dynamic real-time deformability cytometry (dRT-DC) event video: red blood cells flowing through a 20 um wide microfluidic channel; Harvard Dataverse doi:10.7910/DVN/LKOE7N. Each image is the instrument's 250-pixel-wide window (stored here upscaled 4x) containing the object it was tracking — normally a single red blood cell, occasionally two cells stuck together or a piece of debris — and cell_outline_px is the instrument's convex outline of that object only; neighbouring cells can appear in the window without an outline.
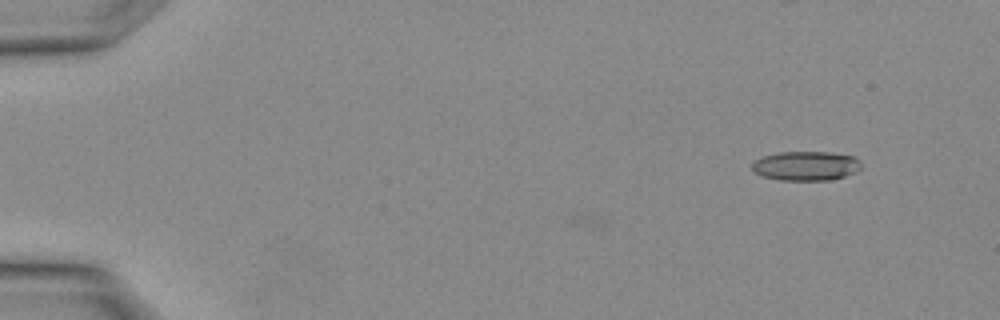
{"species": "Egyptian fruit bat (a non-hibernating species)", "species_latin": "Rousettus aegyptiacus", "temperature_condition": "warm", "stored_images_in_passage": 2, "camera_frame_rate_fps": 3000, "um_per_image_px": 0.085, "animal": {"sex": "female"}, "frame": {"image": 1, "passage_image": 2, "time_ms": 0.333, "image_size_px": [1000, 320], "cell_outline_px": [[860, 168], [856, 172], [844, 176], [828, 180], [780, 180], [764, 176], [752, 172], [752, 160], [764, 156], [780, 152], [828, 152], [852, 156], [860, 160]], "centroid_in_image_um": [68.47, 14.1], "position_along_channel_um": 16.5, "area_um2": 18.61}}